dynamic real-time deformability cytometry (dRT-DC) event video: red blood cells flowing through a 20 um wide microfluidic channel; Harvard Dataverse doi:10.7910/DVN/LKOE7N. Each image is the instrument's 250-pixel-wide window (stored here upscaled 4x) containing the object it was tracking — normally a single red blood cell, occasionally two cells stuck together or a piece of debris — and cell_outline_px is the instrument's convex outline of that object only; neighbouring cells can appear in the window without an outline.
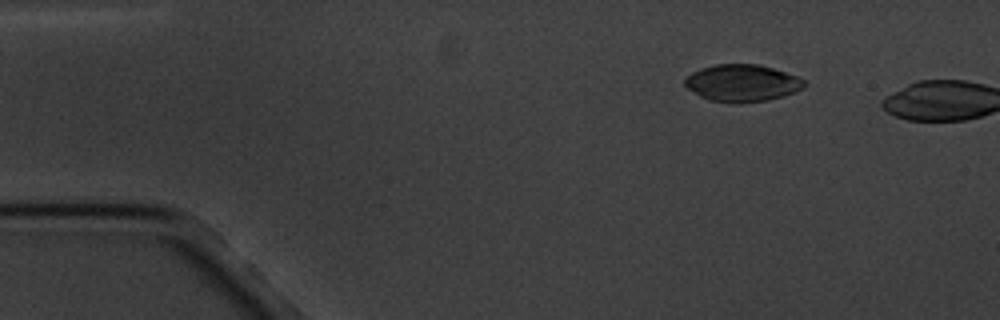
{"species": "common noctule bat (a hibernating species)", "species_latin": "Nyctalus noctula", "temperature_condition": "cold", "stored_images_in_passage": 4, "camera_frame_rate_fps": 3000, "um_per_image_px": 0.085, "animal": {"sex": "male", "body_mass_g": 20.1, "forearm_length_mm": 53.5}, "frame": {"image": 1, "passage_image": 3, "time_ms": 2.333, "image_size_px": [1000, 320], "cell_outline_px": [[804, 88], [796, 92], [784, 96], [768, 100], [740, 104], [732, 104], [712, 100], [700, 96], [688, 88], [684, 84], [684, 80], [692, 72], [700, 68], [716, 64], [760, 64], [796, 76], [804, 80]], "centroid_in_image_um": [63.09, 7.07], "position_along_channel_um": 21.9, "area_um2": 25.89}}